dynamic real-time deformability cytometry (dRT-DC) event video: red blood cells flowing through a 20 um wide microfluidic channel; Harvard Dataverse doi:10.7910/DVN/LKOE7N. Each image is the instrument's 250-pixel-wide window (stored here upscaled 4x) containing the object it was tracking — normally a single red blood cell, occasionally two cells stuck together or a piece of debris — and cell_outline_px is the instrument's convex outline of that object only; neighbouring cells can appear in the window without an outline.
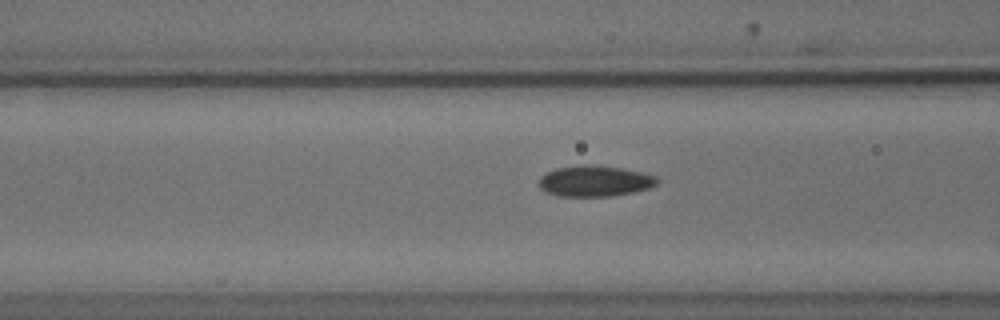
{"species": "common noctule bat (a hibernating species)", "species_latin": "Nyctalus noctula", "temperature_condition": "cold", "stored_images_in_passage": 28, "camera_frame_rate_fps": 3000, "um_per_image_px": 0.085, "animal": {"sex": "male", "body_mass_g": 18.8}, "frame": {"image": 1, "passage_image": 5, "time_ms": 1.333, "image_size_px": [1000, 320], "cell_outline_px": [[660, 180], [656, 184], [648, 188], [632, 192], [612, 196], [556, 196], [544, 192], [536, 184], [540, 176], [556, 168], [580, 164], [592, 164], [620, 168], [640, 172], [656, 176]], "centroid_in_image_um": [50.49, 15.39], "position_along_channel_um": 116.1, "area_um2": 21.5}}
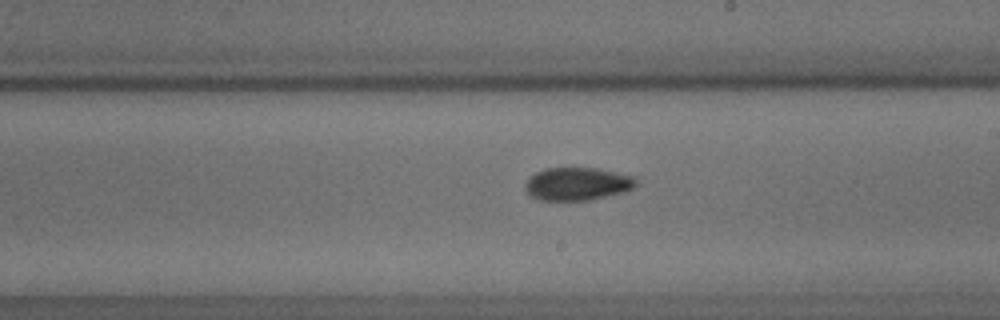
{"frame": {"image": 2, "passage_image": 15, "time_ms": 4.667, "image_size_px": [1000, 320], "cell_outline_px": [[636, 184], [632, 188], [624, 192], [592, 200], [540, 200], [528, 196], [524, 188], [524, 184], [536, 172], [544, 168], [596, 168], [636, 176]], "centroid_in_image_um": [49.06, 15.63], "position_along_channel_um": 239.9, "area_um2": 21.44}}
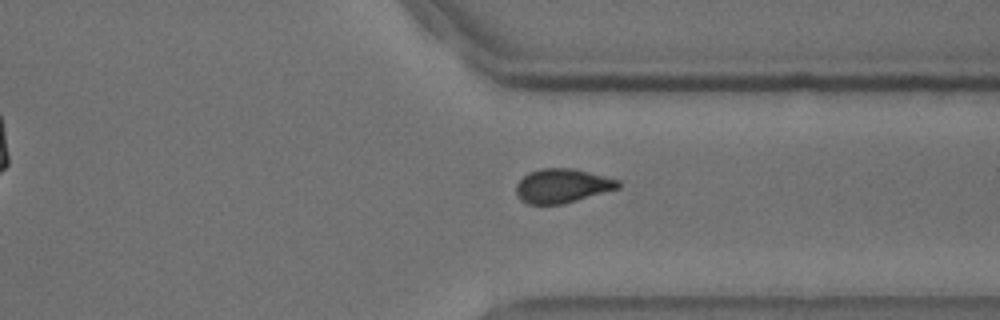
{"frame": {"image": 3, "passage_image": 25, "time_ms": 8.0, "image_size_px": [1000, 320], "cell_outline_px": [[620, 188], [576, 200], [560, 204], [528, 204], [520, 200], [516, 196], [516, 184], [528, 172], [540, 168], [572, 168], [620, 180]], "centroid_in_image_um": [47.76, 15.79], "position_along_channel_um": 363.6, "area_um2": 20.23}}